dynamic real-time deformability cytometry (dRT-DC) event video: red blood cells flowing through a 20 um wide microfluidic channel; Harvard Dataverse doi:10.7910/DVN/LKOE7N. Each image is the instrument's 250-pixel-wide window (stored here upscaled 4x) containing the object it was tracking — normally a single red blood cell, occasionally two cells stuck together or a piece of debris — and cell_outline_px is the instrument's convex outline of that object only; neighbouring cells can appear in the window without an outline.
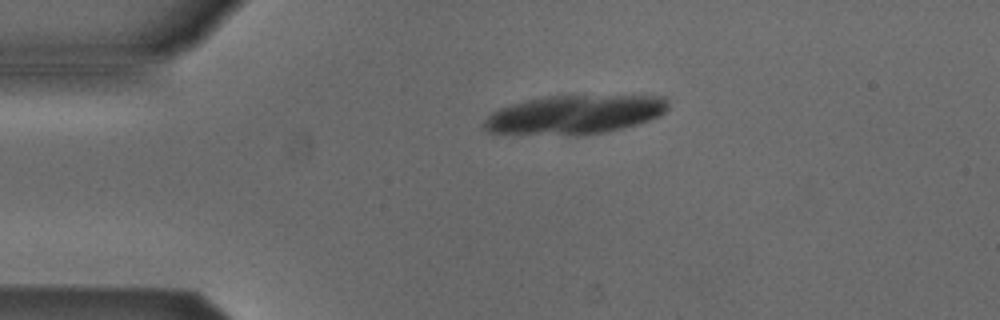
{"species": "Egyptian fruit bat (a non-hibernating species)", "species_latin": "Rousettus aegyptiacus", "temperature_condition": "cold", "stored_images_in_passage": 2, "camera_frame_rate_fps": 3000, "um_per_image_px": 0.085, "animal": {"sex": "male"}, "frame": {"image": 1, "passage_image": 1, "time_ms": 0.0, "image_size_px": [1000, 320], "cell_outline_px": [[668, 108], [660, 116], [648, 120], [620, 128], [600, 132], [576, 136], [488, 132], [480, 124], [492, 112], [500, 108], [524, 100], [544, 96], [664, 96], [668, 100]], "centroid_in_image_um": [48.8, 9.74], "position_along_channel_um": 36.2, "area_um2": 41.56}}